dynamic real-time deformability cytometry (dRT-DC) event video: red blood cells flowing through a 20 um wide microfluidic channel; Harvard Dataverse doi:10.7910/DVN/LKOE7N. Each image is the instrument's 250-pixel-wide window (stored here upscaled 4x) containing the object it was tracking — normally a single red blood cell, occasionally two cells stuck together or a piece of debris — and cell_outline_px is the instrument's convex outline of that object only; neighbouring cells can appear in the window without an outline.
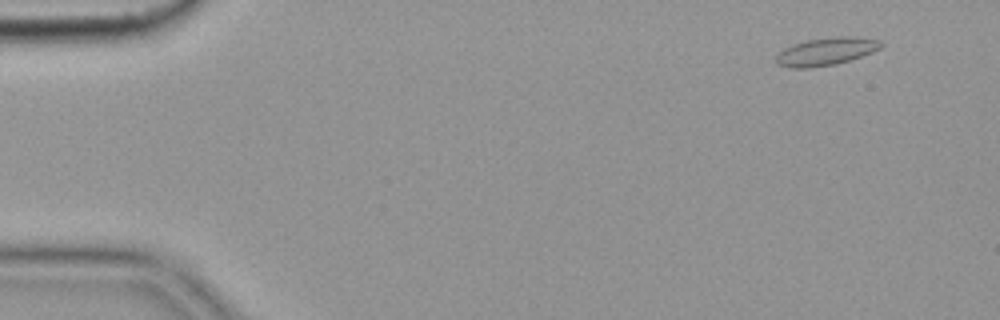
{"species": "common noctule bat (a hibernating species)", "species_latin": "Nyctalus noctula", "temperature_condition": "cold", "stored_images_in_passage": 56, "camera_frame_rate_fps": 3000, "um_per_image_px": 0.085, "animal": {"sex": "female", "body_mass_g": 19.9}, "frame": {"image": 1, "passage_image": 5, "time_ms": 1.333, "image_size_px": [1000, 320], "cell_outline_px": [[884, 44], [880, 48], [872, 52], [836, 64], [808, 68], [792, 68], [776, 64], [776, 56], [784, 48], [792, 44], [808, 40], [840, 36], [848, 36], [880, 40]], "centroid_in_image_um": [70.2, 4.38], "position_along_channel_um": 14.8, "area_um2": 16.76}}
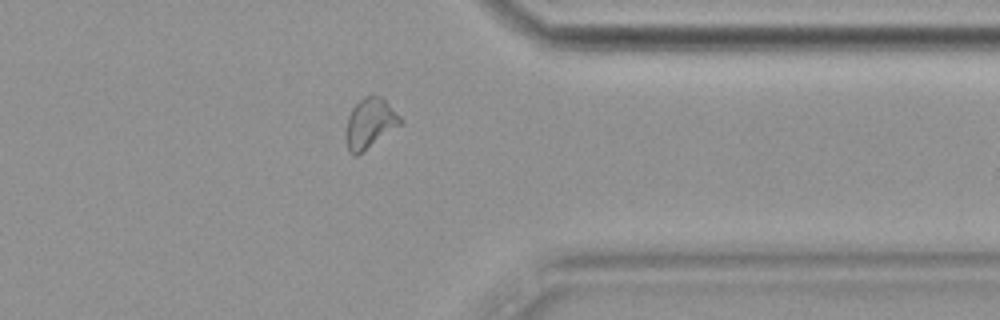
{"frame": {"image": 2, "passage_image": 45, "time_ms": 14.667, "image_size_px": [1000, 320], "cell_outline_px": [[400, 124], [356, 156], [348, 152], [344, 136], [344, 132], [348, 116], [352, 108], [364, 96], [380, 96], [400, 116]], "centroid_in_image_um": [31.36, 10.49], "position_along_channel_um": 380.0, "area_um2": 15.49}}
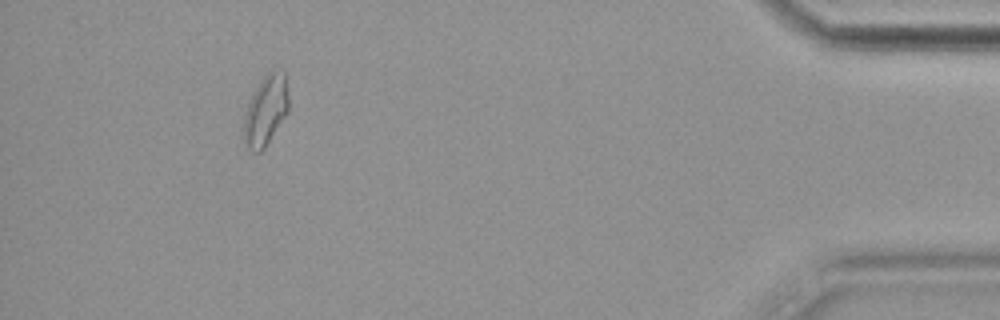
{"frame": {"image": 3, "passage_image": 52, "time_ms": 17.0, "image_size_px": [1000, 320], "cell_outline_px": [[288, 112], [264, 148], [260, 152], [252, 152], [244, 144], [244, 120], [248, 104], [260, 80], [272, 68], [276, 68], [284, 72], [288, 96]], "centroid_in_image_um": [22.59, 9.37], "position_along_channel_um": 412.6, "area_um2": 18.15}, "authors_computed_cell_mechanics": {"area_um2": 15.606, "velocity_mm_per_s": 3.621, "shape_relaxation_time_tau1_ms": null, "shape_relaxation_time_tau2_ms": 2.4429, "deformation_change_tau1": null, "deformation_change_tau2": 0.0989}}